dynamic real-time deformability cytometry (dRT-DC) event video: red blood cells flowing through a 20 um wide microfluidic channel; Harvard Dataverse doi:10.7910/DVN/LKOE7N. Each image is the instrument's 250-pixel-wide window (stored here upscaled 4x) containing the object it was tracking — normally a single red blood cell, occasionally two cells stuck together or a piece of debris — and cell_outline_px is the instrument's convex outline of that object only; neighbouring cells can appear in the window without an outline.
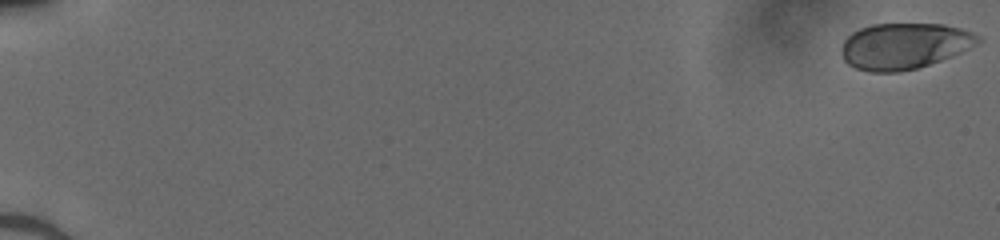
{"species": "human", "species_latin": "Homo sapiens", "temperature_condition": "cold", "stored_images_in_passage": 52, "camera_frame_rate_fps": 3000, "um_per_image_px": 0.085, "donor": {"sex": "male"}, "frame": {"image": 1, "passage_image": 1, "time_ms": 0.0, "image_size_px": [1000, 240], "cell_outline_px": [[980, 40], [968, 48], [952, 56], [916, 68], [900, 72], [868, 72], [856, 68], [848, 64], [844, 60], [844, 40], [852, 32], [860, 28], [872, 24], [944, 24], [960, 28], [972, 32], [980, 36]], "centroid_in_image_um": [76.86, 3.9], "position_along_channel_um": 8.1, "area_um2": 36.24}}
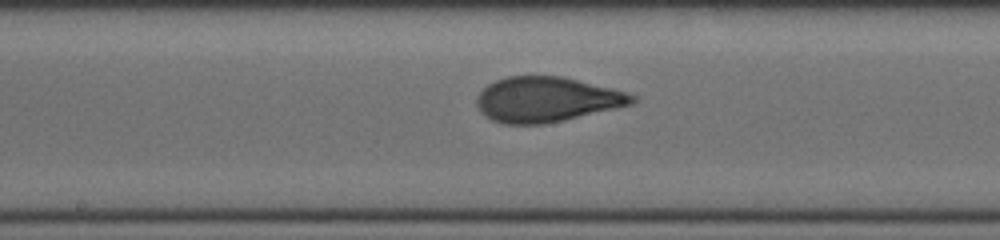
{"frame": {"image": 2, "passage_image": 30, "time_ms": 9.667, "image_size_px": [1000, 240], "cell_outline_px": [[636, 100], [632, 104], [564, 120], [544, 124], [504, 124], [492, 120], [480, 112], [476, 104], [476, 100], [480, 92], [488, 84], [496, 80], [508, 76], [560, 76], [612, 88], [628, 92], [636, 96]], "centroid_in_image_um": [46.45, 8.46], "position_along_channel_um": 201.8, "area_um2": 40.63}}
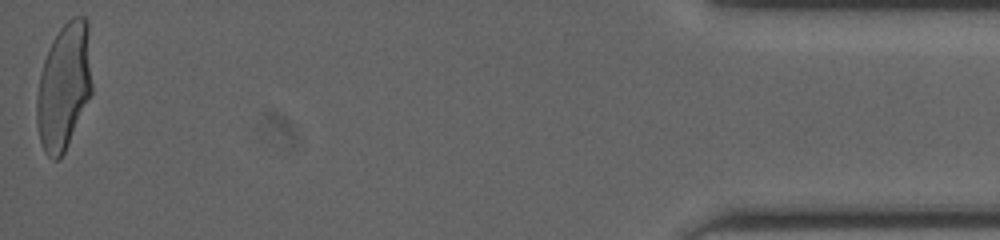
{"frame": {"image": 3, "passage_image": 52, "time_ms": 17.0, "image_size_px": [1000, 240], "cell_outline_px": [[92, 92], [68, 144], [60, 160], [52, 160], [44, 152], [40, 140], [36, 124], [36, 96], [40, 72], [44, 60], [52, 40], [60, 28], [72, 16], [84, 16], [88, 20], [92, 84]], "centroid_in_image_um": [5.43, 7.34], "position_along_channel_um": 429.8, "area_um2": 41.04}}